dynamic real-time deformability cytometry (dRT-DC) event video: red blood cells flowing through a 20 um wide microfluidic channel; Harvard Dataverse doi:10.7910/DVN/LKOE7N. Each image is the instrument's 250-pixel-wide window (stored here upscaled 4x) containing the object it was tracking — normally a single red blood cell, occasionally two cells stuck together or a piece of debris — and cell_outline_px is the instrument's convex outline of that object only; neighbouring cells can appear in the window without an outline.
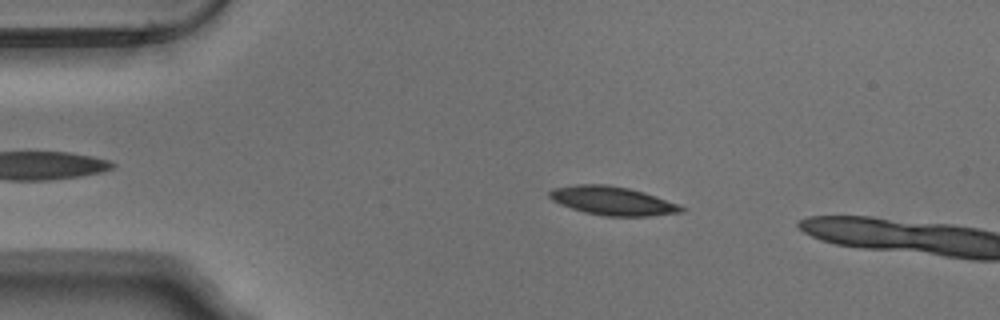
{"species": "Egyptian fruit bat (a non-hibernating species)", "species_latin": "Rousettus aegyptiacus", "temperature_condition": "warm", "stored_images_in_passage": 48, "camera_frame_rate_fps": 3000, "um_per_image_px": 0.085, "animal": {"sex": "male"}, "frame": {"image": 1, "passage_image": 10, "time_ms": 3.0, "image_size_px": [1000, 320], "cell_outline_px": [[688, 208], [684, 212], [648, 216], [604, 216], [584, 212], [560, 204], [552, 200], [548, 196], [548, 192], [552, 188], [576, 184], [608, 184], [628, 188], [644, 192], [680, 204]], "centroid_in_image_um": [52.09, 17.06], "position_along_channel_um": 32.9, "area_um2": 22.25}}
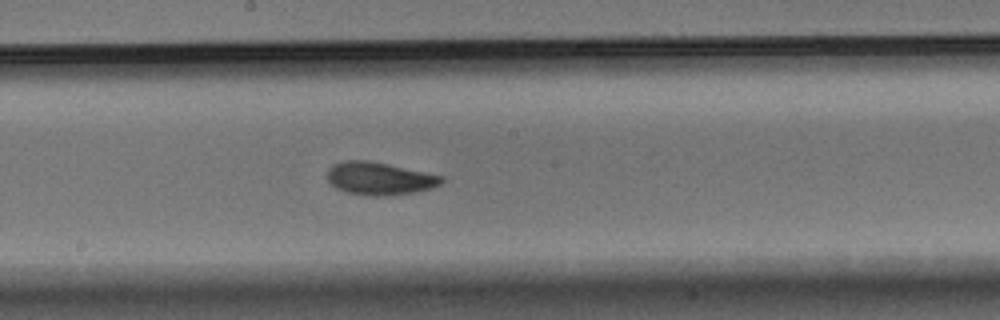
{"frame": {"image": 2, "passage_image": 28, "time_ms": 9.0, "image_size_px": [1000, 320], "cell_outline_px": [[444, 180], [440, 184], [432, 188], [416, 192], [388, 196], [368, 196], [348, 192], [336, 188], [328, 180], [328, 168], [332, 164], [344, 160], [368, 160], [388, 164], [444, 176]], "centroid_in_image_um": [32.26, 15.17], "position_along_channel_um": 215.9, "area_um2": 21.91}}
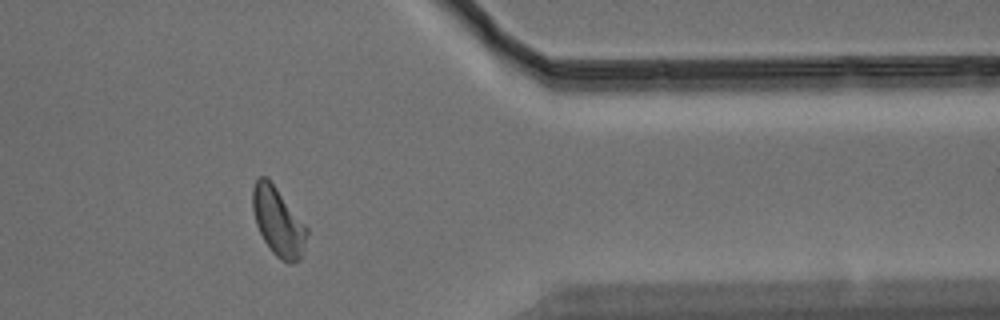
{"frame": {"image": 3, "passage_image": 43, "time_ms": 14.0, "image_size_px": [1000, 320], "cell_outline_px": [[308, 232], [300, 260], [292, 264], [288, 264], [280, 260], [272, 252], [264, 240], [256, 224], [252, 208], [252, 188], [256, 180], [260, 176], [268, 176], [308, 228]], "centroid_in_image_um": [23.64, 18.83], "position_along_channel_um": 387.8, "area_um2": 21.79}, "authors_computed_cell_mechanics": {"area_um2": 21.6461, "velocity_mm_per_s": 3.7714, "shape_relaxation_time_tau1_ms": 3.2553, "shape_relaxation_time_tau2_ms": 3.4328, "deformation_change_tau1": 0.1301, "deformation_change_tau2": 0.0885}}